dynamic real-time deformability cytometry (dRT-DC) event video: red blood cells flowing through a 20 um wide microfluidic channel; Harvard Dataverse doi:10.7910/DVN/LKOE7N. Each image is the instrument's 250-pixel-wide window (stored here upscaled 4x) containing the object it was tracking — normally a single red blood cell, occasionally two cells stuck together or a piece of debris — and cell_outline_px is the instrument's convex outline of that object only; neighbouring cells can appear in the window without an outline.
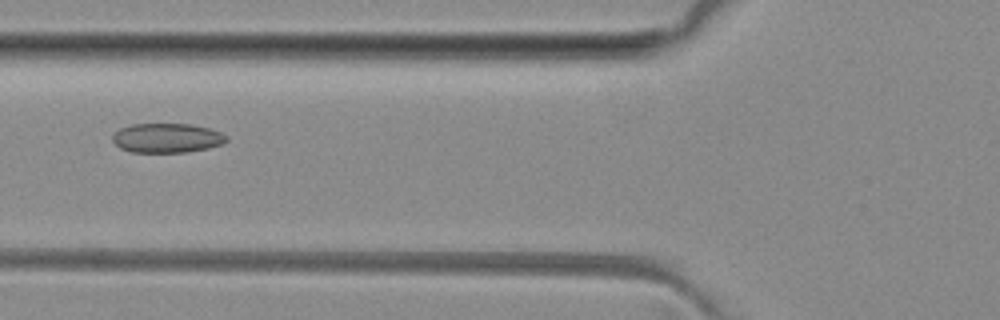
{"species": "common noctule bat (a hibernating species)", "species_latin": "Nyctalus noctula", "temperature_condition": "room temperature", "stored_images_in_passage": 6, "camera_frame_rate_fps": 3000, "um_per_image_px": 0.085, "animal": {"sex": "female", "body_mass_g": 29.2, "forearm_length_mm": 56.3}, "frame": {"image": 1, "passage_image": 6, "time_ms": 5.667, "image_size_px": [1000, 320], "cell_outline_px": [[228, 140], [224, 144], [208, 148], [188, 152], [132, 152], [120, 148], [112, 140], [112, 132], [120, 128], [132, 124], [192, 124], [208, 128], [220, 132], [228, 136]], "centroid_in_image_um": [14.19, 11.73], "position_along_channel_um": 111.6, "area_um2": 19.71}}